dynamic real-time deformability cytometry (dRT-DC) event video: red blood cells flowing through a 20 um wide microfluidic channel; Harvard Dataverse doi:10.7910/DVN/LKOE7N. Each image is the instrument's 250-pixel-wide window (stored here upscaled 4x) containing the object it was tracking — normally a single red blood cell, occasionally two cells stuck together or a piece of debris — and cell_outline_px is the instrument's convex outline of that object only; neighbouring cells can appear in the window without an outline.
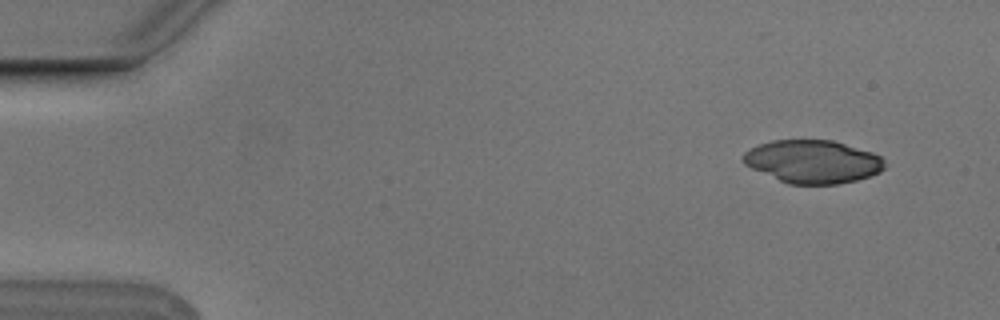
{"species": "Egyptian fruit bat (a non-hibernating species)", "species_latin": "Rousettus aegyptiacus", "temperature_condition": "cold", "stored_images_in_passage": 5, "camera_frame_rate_fps": 3000, "um_per_image_px": 0.085, "animal": {"sex": "male"}, "frame": {"image": 1, "passage_image": 2, "time_ms": 0.333, "image_size_px": [1000, 320], "cell_outline_px": [[884, 168], [880, 172], [856, 180], [836, 184], [788, 184], [752, 168], [744, 164], [740, 156], [744, 152], [760, 144], [772, 140], [832, 140], [872, 152], [880, 156], [884, 160]], "centroid_in_image_um": [69.07, 13.73], "position_along_channel_um": 15.9, "area_um2": 35.32}}